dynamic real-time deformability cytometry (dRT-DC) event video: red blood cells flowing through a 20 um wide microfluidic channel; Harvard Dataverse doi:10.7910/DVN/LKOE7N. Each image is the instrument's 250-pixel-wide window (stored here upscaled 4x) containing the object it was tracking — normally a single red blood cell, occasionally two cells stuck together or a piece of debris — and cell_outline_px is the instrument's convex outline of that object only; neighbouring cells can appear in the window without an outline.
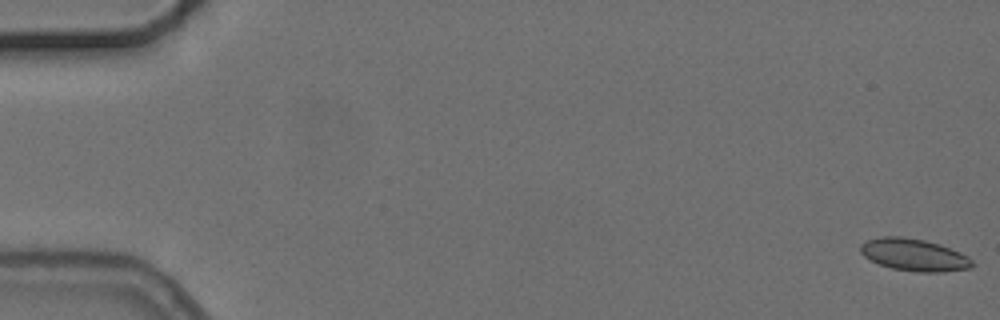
{"species": "common noctule bat (a hibernating species)", "species_latin": "Nyctalus noctula", "temperature_condition": "cold", "stored_images_in_passage": 6, "camera_frame_rate_fps": 3000, "um_per_image_px": 0.085, "animal": {"sex": "female", "body_mass_g": 24.6, "forearm_length_mm": 56.2}, "frame": {"image": 1, "passage_image": 1, "time_ms": 0.0, "image_size_px": [1000, 320], "cell_outline_px": [[976, 264], [972, 268], [944, 272], [916, 272], [892, 268], [880, 264], [864, 256], [860, 252], [860, 244], [868, 240], [880, 236], [900, 236], [924, 240], [940, 244], [960, 252], [968, 256]], "centroid_in_image_um": [77.73, 21.66], "position_along_channel_um": 7.3, "area_um2": 21.1}}
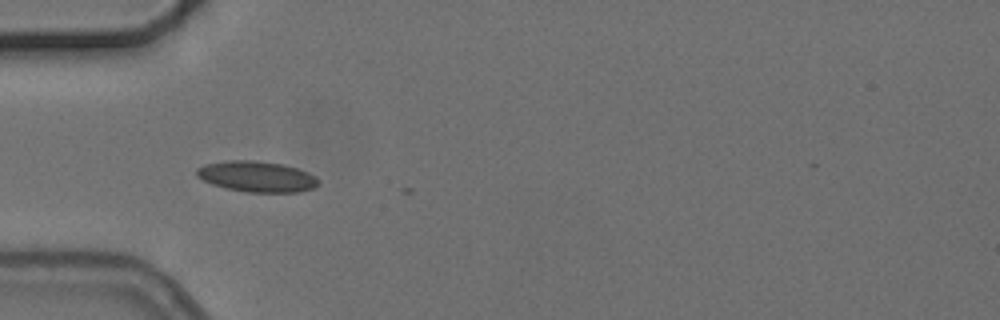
{"frame": {"image": 2, "passage_image": 5, "time_ms": 5.667, "image_size_px": [1000, 320], "cell_outline_px": [[320, 184], [312, 188], [300, 192], [248, 192], [228, 188], [212, 184], [196, 176], [196, 168], [204, 164], [228, 160], [256, 160], [284, 164], [308, 172], [316, 176], [320, 180]], "centroid_in_image_um": [21.85, 14.99], "position_along_channel_um": 63.1, "area_um2": 21.96}}